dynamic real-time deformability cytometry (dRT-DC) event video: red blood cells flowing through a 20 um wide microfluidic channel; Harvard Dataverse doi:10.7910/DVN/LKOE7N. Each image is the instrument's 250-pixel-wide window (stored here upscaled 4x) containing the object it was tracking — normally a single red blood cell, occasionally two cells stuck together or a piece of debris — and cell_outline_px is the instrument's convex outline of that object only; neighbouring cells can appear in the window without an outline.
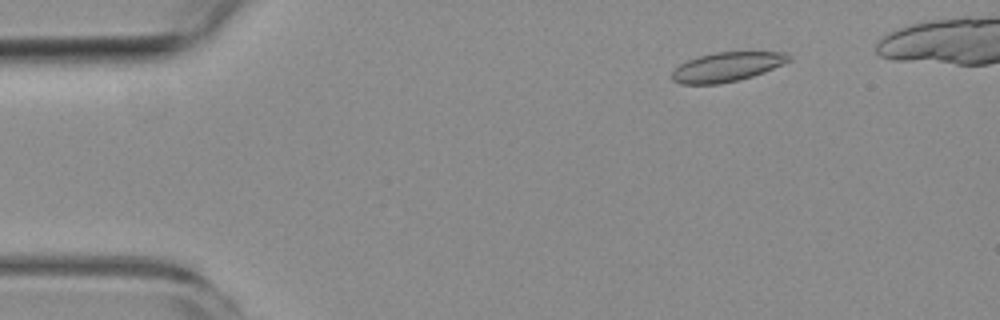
{"species": "common noctule bat (a hibernating species)", "species_latin": "Nyctalus noctula", "temperature_condition": "room temperature", "stored_images_in_passage": 6, "camera_frame_rate_fps": 3000, "um_per_image_px": 0.085, "animal": {"sex": "female", "body_mass_g": 19.3, "forearm_length_mm": 54.1}, "frame": {"image": 1, "passage_image": 3, "time_ms": 2.333, "image_size_px": [1000, 320], "cell_outline_px": [[792, 60], [784, 64], [764, 72], [740, 80], [720, 84], [680, 84], [672, 80], [672, 72], [680, 64], [688, 60], [700, 56], [716, 52], [788, 52], [792, 56]], "centroid_in_image_um": [61.83, 5.69], "position_along_channel_um": 23.2, "area_um2": 20.06}}
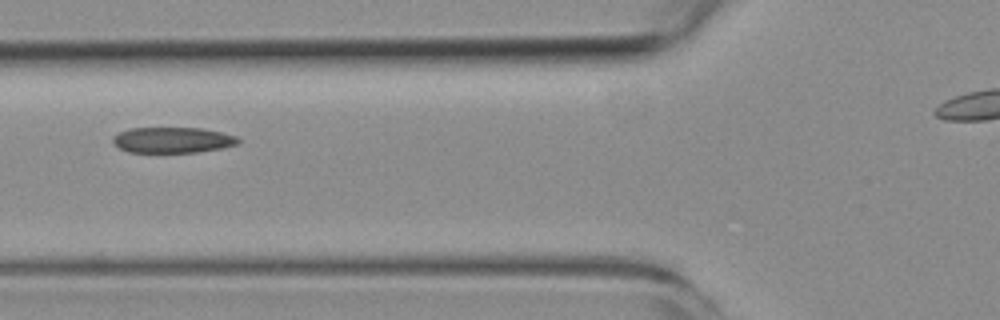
{"frame": {"image": 2, "passage_image": 6, "time_ms": 6.667, "image_size_px": [1000, 320], "cell_outline_px": [[240, 144], [224, 148], [196, 152], [128, 152], [112, 144], [112, 136], [128, 128], [204, 128], [236, 136], [240, 140]], "centroid_in_image_um": [14.67, 11.9], "position_along_channel_um": 111.1, "area_um2": 18.96}}